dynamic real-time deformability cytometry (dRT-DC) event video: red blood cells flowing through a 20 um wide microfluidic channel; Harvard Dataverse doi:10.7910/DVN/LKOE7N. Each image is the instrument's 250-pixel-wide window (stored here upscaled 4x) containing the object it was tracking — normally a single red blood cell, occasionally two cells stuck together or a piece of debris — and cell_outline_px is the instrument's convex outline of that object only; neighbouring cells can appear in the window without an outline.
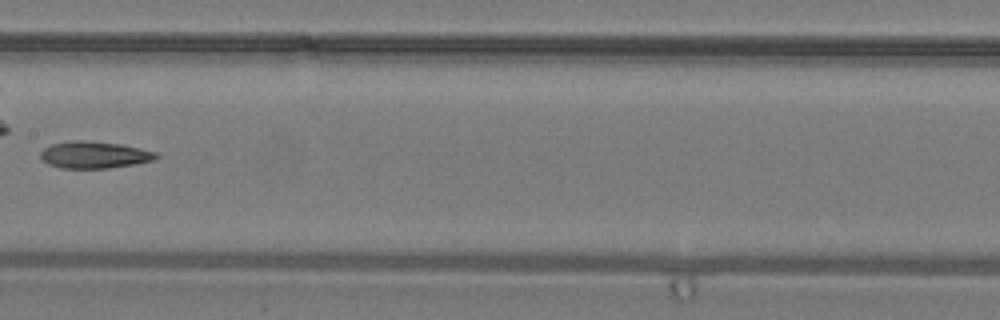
{"species": "common noctule bat (a hibernating species)", "species_latin": "Nyctalus noctula", "temperature_condition": "warm", "stored_images_in_passage": 32, "camera_frame_rate_fps": 3000, "um_per_image_px": 0.085, "animal": {"sex": "male", "body_mass_g": 19.2, "forearm_length_mm": 51.8}, "frame": {"image": 1, "passage_image": 14, "time_ms": 4.333, "image_size_px": [1000, 320], "cell_outline_px": [[160, 156], [152, 160], [136, 164], [108, 168], [60, 168], [48, 164], [40, 156], [40, 152], [44, 148], [52, 144], [72, 140], [84, 140], [120, 144], [156, 152]], "centroid_in_image_um": [8.0, 13.16], "position_along_channel_um": 199.4, "area_um2": 18.03}}